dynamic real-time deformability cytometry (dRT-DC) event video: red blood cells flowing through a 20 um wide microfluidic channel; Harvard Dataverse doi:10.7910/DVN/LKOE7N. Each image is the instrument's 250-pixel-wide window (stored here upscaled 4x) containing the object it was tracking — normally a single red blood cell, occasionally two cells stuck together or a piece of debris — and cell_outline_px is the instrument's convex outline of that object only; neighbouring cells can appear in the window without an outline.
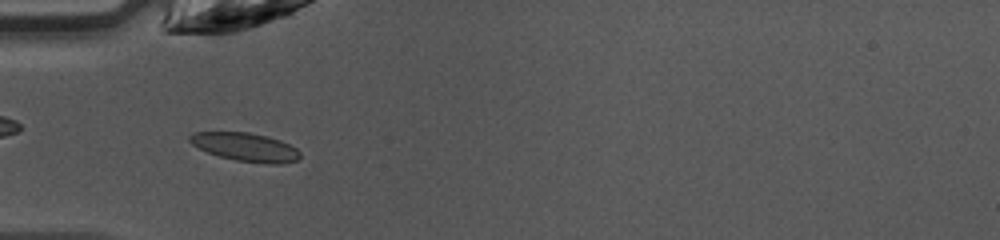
{"species": "common noctule bat (a hibernating species)", "species_latin": "Nyctalus noctula", "temperature_condition": "warm", "stored_images_in_passage": 34, "camera_frame_rate_fps": 3000, "um_per_image_px": 0.085, "animal": {"sex": "female", "body_mass_g": 10.0, "forearm_length_mm": 53.1}, "frame": {"image": 1, "passage_image": 2, "time_ms": 0.333, "image_size_px": [1000, 240], "cell_outline_px": [[300, 156], [296, 160], [280, 164], [268, 164], [236, 160], [220, 156], [208, 152], [192, 144], [188, 140], [188, 136], [192, 132], [248, 132], [268, 136], [280, 140], [296, 148], [300, 152]], "centroid_in_image_um": [20.86, 12.49], "position_along_channel_um": 64.1, "area_um2": 18.21}}
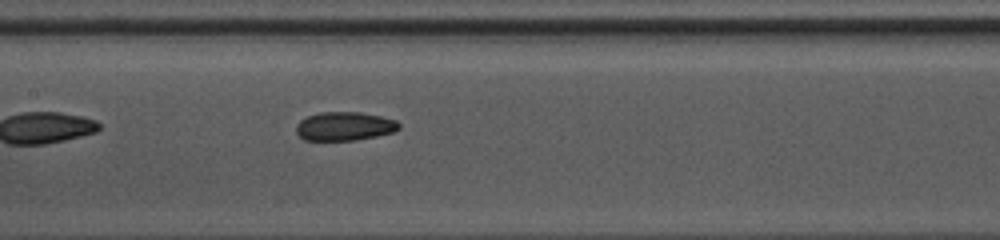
{"frame": {"image": 2, "passage_image": 10, "time_ms": 3.0, "image_size_px": [1000, 240], "cell_outline_px": [[400, 128], [392, 132], [376, 136], [356, 140], [304, 140], [296, 132], [296, 124], [300, 120], [308, 116], [320, 112], [360, 112], [380, 116], [396, 120], [400, 124]], "centroid_in_image_um": [29.27, 10.73], "position_along_channel_um": 178.1, "area_um2": 17.17}}
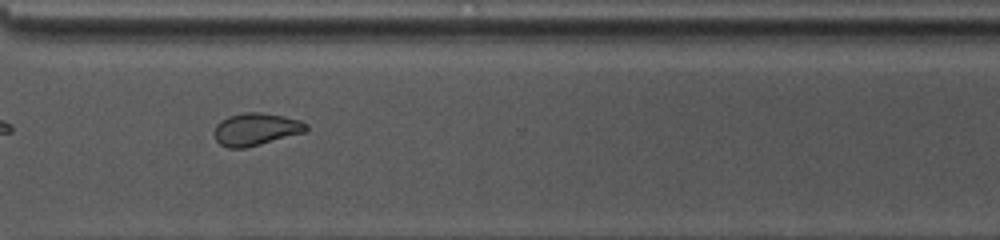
{"frame": {"image": 3, "passage_image": 22, "time_ms": 7.0, "image_size_px": [1000, 240], "cell_outline_px": [[308, 128], [304, 132], [260, 144], [244, 148], [228, 148], [220, 144], [216, 140], [216, 124], [220, 120], [228, 116], [244, 112], [260, 112], [284, 116], [300, 120], [308, 124]], "centroid_in_image_um": [21.75, 10.97], "position_along_channel_um": 348.8, "area_um2": 17.22}, "authors_computed_cell_mechanics": {"area_um2": 17.7446, "velocity_mm_per_s": 4.2925, "shape_relaxation_time_tau1_ms": 6.1294, "shape_relaxation_time_tau2_ms": 3.3152, "deformation_change_tau1": 0.1738, "deformation_change_tau2": 0.0676}}